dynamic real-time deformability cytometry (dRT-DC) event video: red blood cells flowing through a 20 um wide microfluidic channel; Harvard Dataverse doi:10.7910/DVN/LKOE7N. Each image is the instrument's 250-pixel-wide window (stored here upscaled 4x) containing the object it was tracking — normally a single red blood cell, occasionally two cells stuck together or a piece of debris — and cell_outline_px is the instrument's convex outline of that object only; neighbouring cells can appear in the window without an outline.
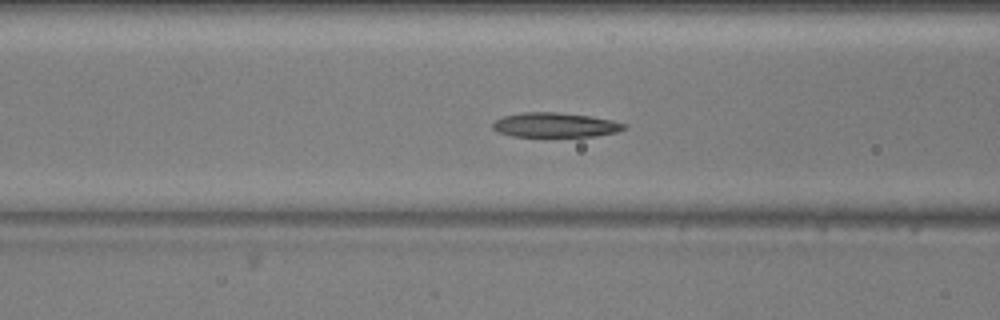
{"species": "common noctule bat (a hibernating species)", "species_latin": "Nyctalus noctula", "temperature_condition": "warm", "stored_images_in_passage": 53, "camera_frame_rate_fps": 3000, "um_per_image_px": 0.085, "animal": {"sex": "male", "body_mass_g": 20.5, "forearm_length_mm": 52.5}, "frame": {"image": 1, "passage_image": 20, "time_ms": 6.333, "image_size_px": [1000, 320], "cell_outline_px": [[628, 128], [616, 132], [596, 136], [512, 136], [496, 132], [492, 128], [492, 124], [496, 120], [504, 116], [520, 112], [556, 112], [592, 116], [612, 120], [628, 124]], "centroid_in_image_um": [47.21, 10.62], "position_along_channel_um": 119.4, "area_um2": 18.96}}
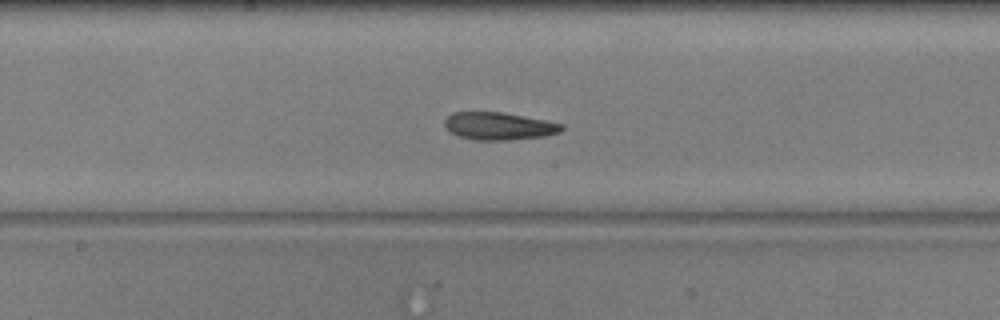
{"frame": {"image": 2, "passage_image": 27, "time_ms": 8.667, "image_size_px": [1000, 320], "cell_outline_px": [[564, 128], [560, 132], [544, 136], [512, 140], [476, 140], [460, 136], [448, 132], [444, 124], [444, 120], [452, 112], [504, 112], [564, 124]], "centroid_in_image_um": [42.39, 10.72], "position_along_channel_um": 205.8, "area_um2": 18.9}}
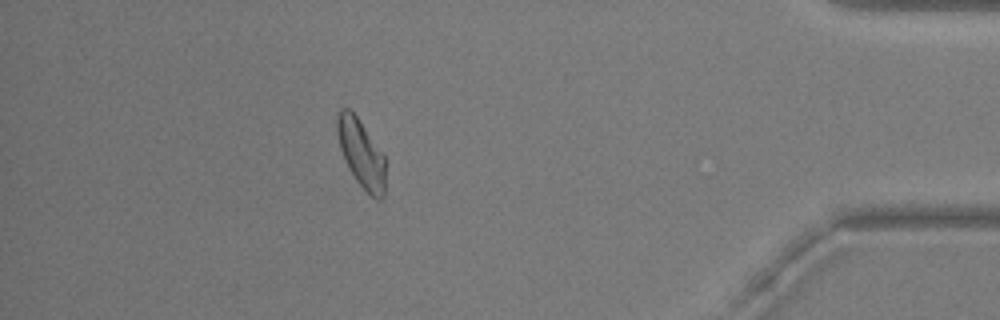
{"frame": {"image": 3, "passage_image": 47, "time_ms": 15.333, "image_size_px": [1000, 320], "cell_outline_px": [[384, 196], [380, 200], [376, 200], [356, 180], [348, 168], [344, 160], [340, 148], [336, 132], [336, 112], [340, 108], [348, 108], [356, 116], [384, 156]], "centroid_in_image_um": [30.65, 13.02], "position_along_channel_um": 404.5, "area_um2": 18.84}, "authors_computed_cell_mechanics": {"area_um2": 19.5364, "velocity_mm_per_s": 3.6852, "shape_relaxation_time_tau1_ms": 3.9039, "shape_relaxation_time_tau2_ms": 3.5211, "deformation_change_tau1": 0.1407, "deformation_change_tau2": 0.0677}}